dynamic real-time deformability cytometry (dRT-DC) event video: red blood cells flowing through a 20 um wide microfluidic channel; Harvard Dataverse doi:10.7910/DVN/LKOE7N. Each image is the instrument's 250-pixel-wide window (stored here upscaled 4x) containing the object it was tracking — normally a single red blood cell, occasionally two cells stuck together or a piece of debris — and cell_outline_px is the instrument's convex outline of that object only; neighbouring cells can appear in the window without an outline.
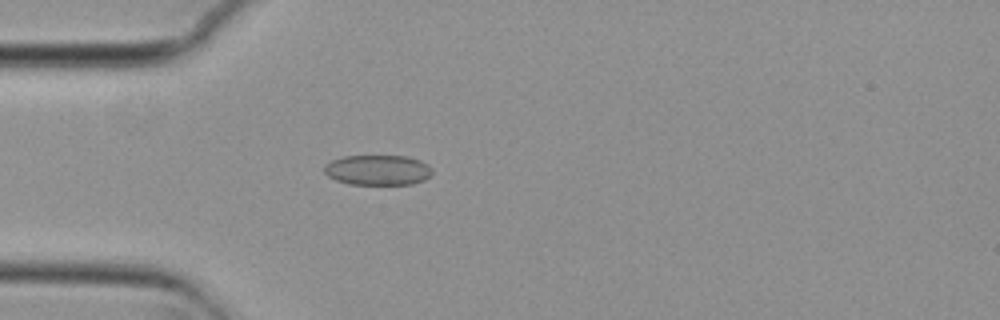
{"species": "common noctule bat (a hibernating species)", "species_latin": "Nyctalus noctula", "temperature_condition": "cold", "stored_images_in_passage": 49, "camera_frame_rate_fps": 3000, "um_per_image_px": 0.085, "animal": {"sex": "female", "body_mass_g": 29.2, "forearm_length_mm": 56.3}, "frame": {"image": 1, "passage_image": 10, "time_ms": 3.0, "image_size_px": [1000, 320], "cell_outline_px": [[432, 172], [424, 180], [412, 184], [348, 184], [336, 180], [328, 176], [324, 172], [324, 164], [332, 160], [344, 156], [408, 156], [420, 160], [428, 164], [432, 168]], "centroid_in_image_um": [32.1, 14.45], "position_along_channel_um": 52.9, "area_um2": 19.07}}
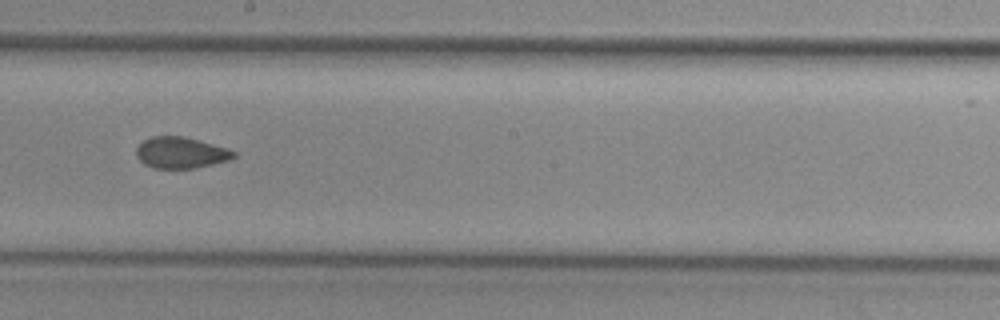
{"frame": {"image": 2, "passage_image": 25, "time_ms": 8.0, "image_size_px": [1000, 320], "cell_outline_px": [[236, 156], [228, 160], [196, 168], [152, 168], [144, 164], [136, 156], [136, 148], [144, 140], [152, 136], [184, 136], [228, 148], [236, 152]], "centroid_in_image_um": [15.36, 12.98], "position_along_channel_um": 232.8, "area_um2": 17.74}}
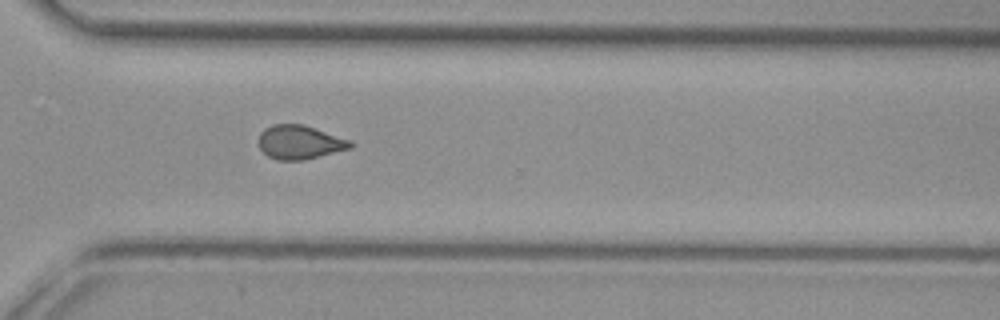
{"frame": {"image": 3, "passage_image": 34, "time_ms": 11.0, "image_size_px": [1000, 320], "cell_outline_px": [[352, 148], [304, 160], [276, 160], [268, 156], [256, 144], [256, 140], [260, 132], [264, 128], [272, 124], [304, 124], [352, 140]], "centroid_in_image_um": [25.44, 12.08], "position_along_channel_um": 345.2, "area_um2": 18.5}, "authors_computed_cell_mechanics": {"area_um2": 18.3804, "velocity_mm_per_s": 3.7457, "shape_relaxation_time_tau1_ms": null, "shape_relaxation_time_tau2_ms": 1.9026, "deformation_change_tau1": null, "deformation_change_tau2": 0.0556}}